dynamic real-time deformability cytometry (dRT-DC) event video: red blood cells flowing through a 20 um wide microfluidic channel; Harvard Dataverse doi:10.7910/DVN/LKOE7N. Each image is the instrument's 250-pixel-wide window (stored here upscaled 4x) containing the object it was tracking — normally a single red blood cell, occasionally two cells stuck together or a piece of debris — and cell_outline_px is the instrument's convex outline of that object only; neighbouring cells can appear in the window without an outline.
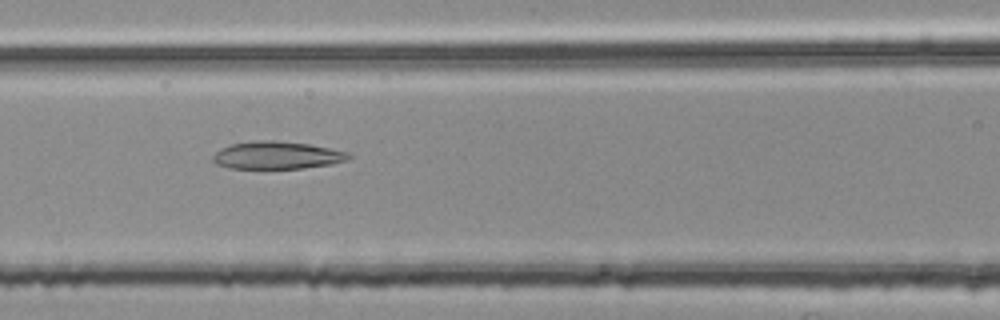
{"species": "common noctule bat (a hibernating species)", "species_latin": "Nyctalus noctula", "temperature_condition": "room temperature", "stored_images_in_passage": 39, "camera_frame_rate_fps": 3000, "um_per_image_px": 0.085, "animal": {"sex": "female", "body_mass_g": 25.1}, "frame": {"image": 1, "passage_image": 15, "time_ms": 4.667, "image_size_px": [1000, 320], "cell_outline_px": [[352, 156], [348, 160], [332, 164], [300, 168], [228, 168], [216, 164], [212, 160], [212, 156], [220, 148], [232, 144], [256, 140], [272, 140], [308, 144], [348, 152]], "centroid_in_image_um": [23.52, 13.2], "position_along_channel_um": 143.1, "area_um2": 21.73}}
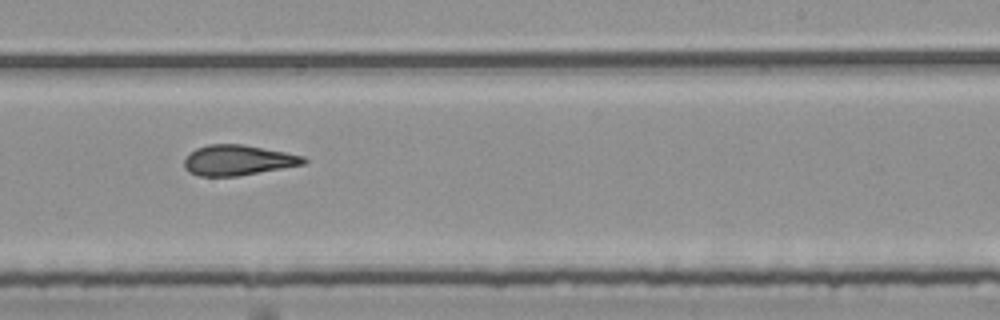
{"frame": {"image": 2, "passage_image": 25, "time_ms": 8.0, "image_size_px": [1000, 320], "cell_outline_px": [[308, 160], [304, 164], [236, 176], [200, 176], [188, 172], [184, 168], [184, 160], [196, 148], [208, 144], [244, 144], [304, 156]], "centroid_in_image_um": [20.2, 13.61], "position_along_channel_um": 268.8, "area_um2": 20.92}}
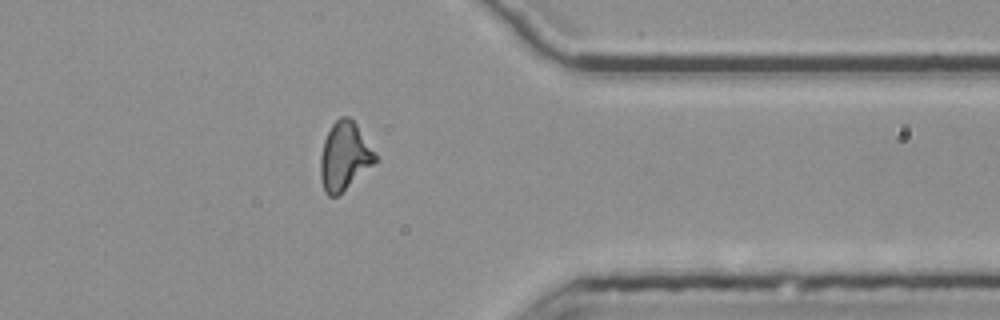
{"frame": {"image": 3, "passage_image": 35, "time_ms": 11.333, "image_size_px": [1000, 320], "cell_outline_px": [[380, 160], [336, 196], [328, 196], [324, 192], [320, 176], [320, 156], [324, 140], [332, 124], [340, 116], [348, 116], [356, 124], [376, 152]], "centroid_in_image_um": [29.3, 13.28], "position_along_channel_um": 382.1, "area_um2": 21.91}, "authors_computed_cell_mechanics": {"area_um2": 21.6172, "velocity_mm_per_s": 3.7701, "shape_relaxation_time_tau1_ms": null, "shape_relaxation_time_tau2_ms": 3.8282, "deformation_change_tau1": null, "deformation_change_tau2": 0.1432}}